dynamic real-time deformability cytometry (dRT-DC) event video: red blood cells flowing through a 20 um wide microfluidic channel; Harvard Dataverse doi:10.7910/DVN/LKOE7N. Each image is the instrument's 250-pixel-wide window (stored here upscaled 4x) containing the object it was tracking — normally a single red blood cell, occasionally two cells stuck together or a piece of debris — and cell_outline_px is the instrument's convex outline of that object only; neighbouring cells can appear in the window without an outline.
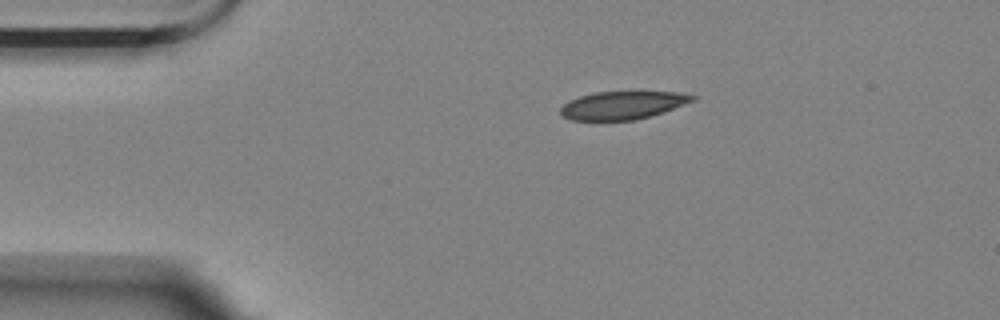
{"species": "Egyptian fruit bat (a non-hibernating species)", "species_latin": "Rousettus aegyptiacus", "temperature_condition": "room temperature", "stored_images_in_passage": 10, "camera_frame_rate_fps": 3000, "um_per_image_px": 0.085, "animal": {"sex": "female"}, "frame": {"image": 1, "passage_image": 1, "time_ms": 0.0, "image_size_px": [1000, 320], "cell_outline_px": [[696, 100], [664, 112], [636, 120], [572, 120], [560, 116], [560, 108], [568, 100], [580, 96], [596, 92], [684, 92], [696, 96]], "centroid_in_image_um": [52.93, 8.95], "position_along_channel_um": 32.1, "area_um2": 21.68}}
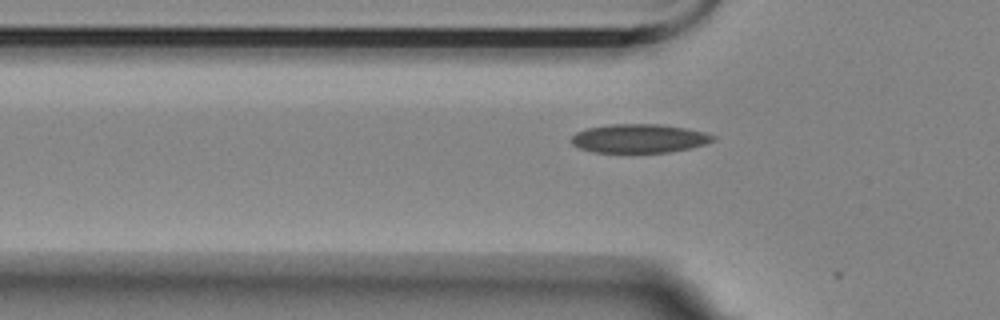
{"frame": {"image": 2, "passage_image": 8, "time_ms": 2.333, "image_size_px": [1000, 320], "cell_outline_px": [[716, 140], [692, 148], [668, 152], [596, 152], [580, 148], [572, 144], [572, 136], [576, 132], [588, 128], [612, 124], [660, 124], [684, 128], [704, 132], [716, 136]], "centroid_in_image_um": [54.36, 11.77], "position_along_channel_um": 71.4, "area_um2": 23.58}}